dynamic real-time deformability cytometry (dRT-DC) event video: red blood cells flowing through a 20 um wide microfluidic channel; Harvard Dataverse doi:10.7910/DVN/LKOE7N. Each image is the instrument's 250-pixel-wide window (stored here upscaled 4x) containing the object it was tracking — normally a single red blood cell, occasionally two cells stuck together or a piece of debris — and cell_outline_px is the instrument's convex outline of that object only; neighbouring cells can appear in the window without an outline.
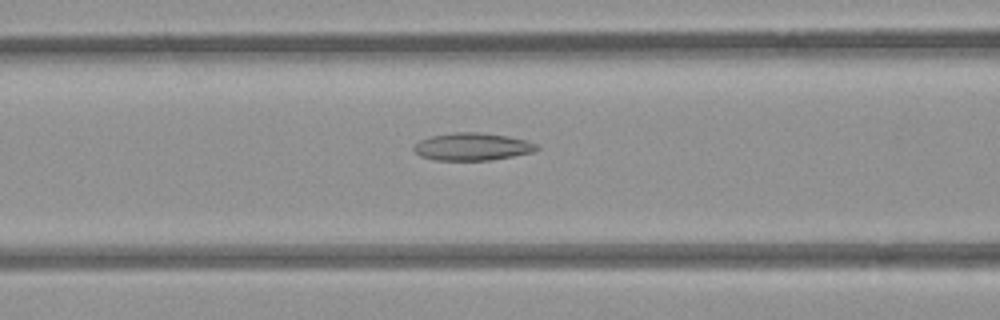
{"species": "common noctule bat (a hibernating species)", "species_latin": "Nyctalus noctula", "temperature_condition": "room temperature", "stored_images_in_passage": 26, "camera_frame_rate_fps": 3000, "um_per_image_px": 0.085, "animal": {"sex": "female", "body_mass_g": 21.9}, "frame": {"image": 1, "passage_image": 6, "time_ms": 1.667, "image_size_px": [1000, 320], "cell_outline_px": [[540, 148], [532, 152], [512, 156], [488, 160], [432, 160], [420, 156], [412, 148], [420, 140], [432, 136], [456, 132], [480, 132], [508, 136], [528, 140], [536, 144]], "centroid_in_image_um": [40.15, 12.46], "position_along_channel_um": 126.5, "area_um2": 19.65}}
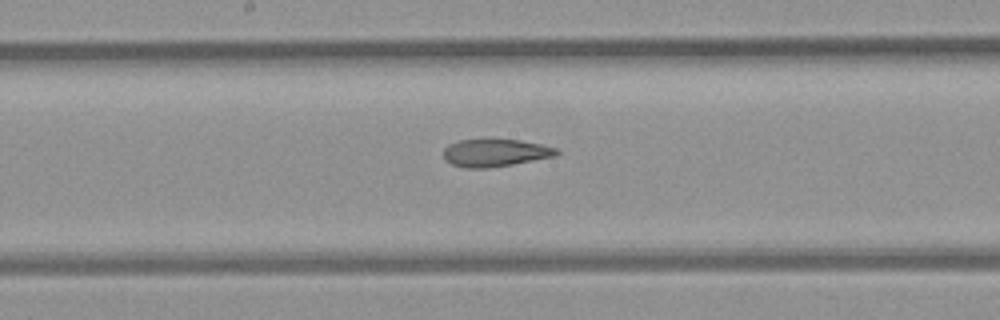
{"frame": {"image": 2, "passage_image": 12, "time_ms": 3.667, "image_size_px": [1000, 320], "cell_outline_px": [[560, 152], [556, 156], [512, 164], [488, 168], [464, 168], [452, 164], [444, 160], [444, 148], [448, 144], [460, 140], [520, 140], [540, 144], [556, 148]], "centroid_in_image_um": [42.07, 13.0], "position_along_channel_um": 206.1, "area_um2": 18.03}}
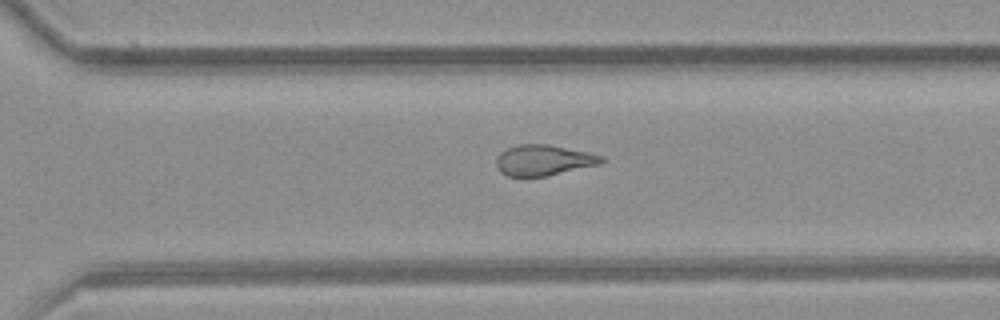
{"frame": {"image": 3, "passage_image": 21, "time_ms": 6.667, "image_size_px": [1000, 320], "cell_outline_px": [[604, 160], [600, 164], [548, 176], [508, 176], [500, 172], [496, 168], [496, 156], [500, 152], [508, 148], [520, 144], [548, 144], [588, 152], [604, 156]], "centroid_in_image_um": [46.19, 13.62], "position_along_channel_um": 324.4, "area_um2": 18.9}}